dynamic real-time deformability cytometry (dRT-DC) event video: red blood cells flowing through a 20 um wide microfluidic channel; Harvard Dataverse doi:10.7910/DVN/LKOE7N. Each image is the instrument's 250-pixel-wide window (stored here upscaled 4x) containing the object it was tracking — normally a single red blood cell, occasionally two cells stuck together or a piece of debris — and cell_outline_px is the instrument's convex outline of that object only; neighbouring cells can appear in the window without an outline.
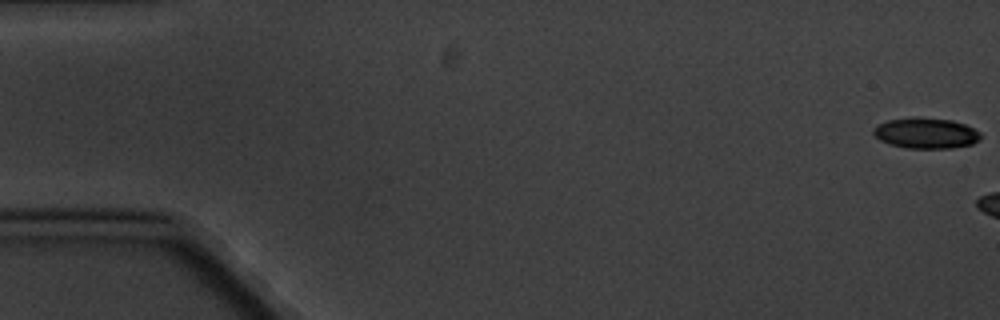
{"species": "common noctule bat (a hibernating species)", "species_latin": "Nyctalus noctula", "temperature_condition": "cold", "stored_images_in_passage": 3, "camera_frame_rate_fps": 3000, "um_per_image_px": 0.085, "animal": {"sex": "male", "body_mass_g": 20.1, "forearm_length_mm": 53.5}, "frame": {"image": 1, "passage_image": 1, "time_ms": 0.0, "image_size_px": [1000, 320], "cell_outline_px": [[980, 140], [972, 144], [952, 148], [908, 148], [892, 144], [880, 140], [872, 132], [872, 128], [888, 120], [952, 120], [964, 124], [980, 132]], "centroid_in_image_um": [78.74, 11.37], "position_along_channel_um": 6.3, "area_um2": 18.21}}